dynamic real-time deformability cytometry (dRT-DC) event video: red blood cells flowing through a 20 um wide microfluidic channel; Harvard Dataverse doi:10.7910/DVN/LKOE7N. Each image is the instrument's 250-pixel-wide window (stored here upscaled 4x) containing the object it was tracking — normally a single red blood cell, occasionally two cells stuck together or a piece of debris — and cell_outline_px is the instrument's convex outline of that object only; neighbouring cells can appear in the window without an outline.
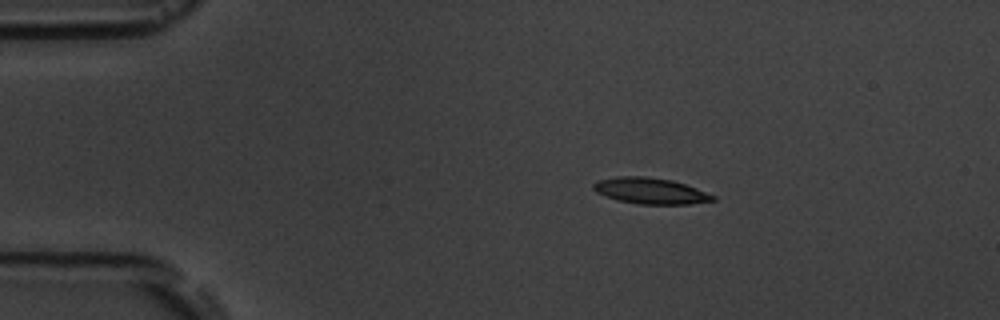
{"species": "common noctule bat (a hibernating species)", "species_latin": "Nyctalus noctula", "temperature_condition": "room temperature", "stored_images_in_passage": 2, "camera_frame_rate_fps": 3000, "um_per_image_px": 0.085, "animal": {"sex": "male", "body_mass_g": 19.5, "forearm_length_mm": 54.6}, "frame": {"image": 1, "passage_image": 1, "time_ms": 0.0, "image_size_px": [1000, 320], "cell_outline_px": [[716, 200], [688, 204], [636, 204], [616, 200], [596, 192], [592, 188], [592, 184], [596, 180], [616, 176], [644, 176], [672, 180], [696, 188], [716, 196]], "centroid_in_image_um": [55.24, 16.22], "position_along_channel_um": 29.8, "area_um2": 18.26}}